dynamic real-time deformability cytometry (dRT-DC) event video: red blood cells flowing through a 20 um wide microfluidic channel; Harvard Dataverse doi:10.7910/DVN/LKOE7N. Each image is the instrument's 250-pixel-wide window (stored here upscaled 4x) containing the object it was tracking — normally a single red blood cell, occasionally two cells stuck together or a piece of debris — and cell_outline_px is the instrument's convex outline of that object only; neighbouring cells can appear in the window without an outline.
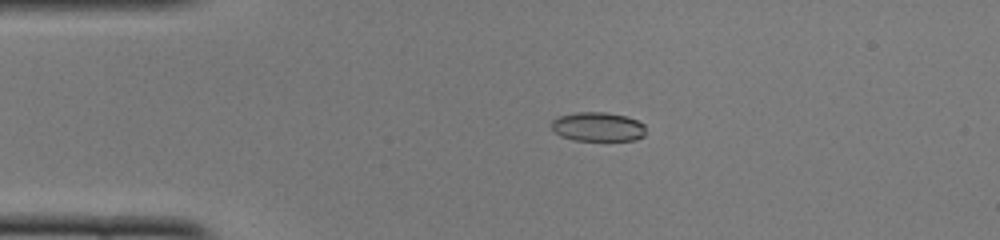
{"species": "common noctule bat (a hibernating species)", "species_latin": "Nyctalus noctula", "temperature_condition": "cold", "stored_images_in_passage": 47, "camera_frame_rate_fps": 3000, "um_per_image_px": 0.085, "animal": {"sex": "female", "body_mass_g": 22.0, "forearm_length_mm": 56.7}, "frame": {"image": 1, "passage_image": 8, "time_ms": 2.333, "image_size_px": [1000, 240], "cell_outline_px": [[644, 136], [636, 140], [576, 140], [560, 136], [552, 128], [552, 120], [560, 116], [576, 112], [608, 112], [628, 116], [644, 124]], "centroid_in_image_um": [50.84, 10.77], "position_along_channel_um": 34.2, "area_um2": 16.01}}
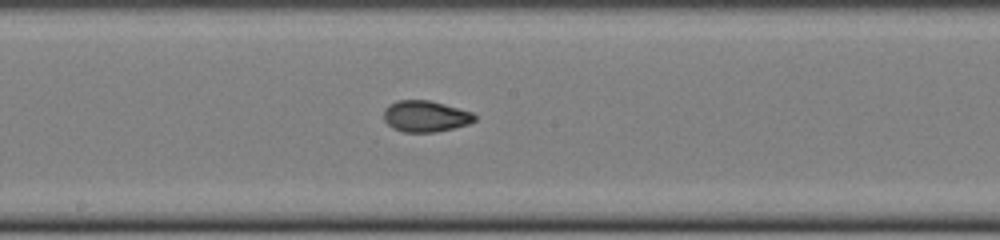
{"frame": {"image": 2, "passage_image": 24, "time_ms": 7.667, "image_size_px": [1000, 240], "cell_outline_px": [[476, 120], [468, 124], [436, 132], [404, 132], [392, 128], [384, 120], [384, 108], [388, 104], [396, 100], [428, 100], [444, 104], [472, 112], [476, 116]], "centroid_in_image_um": [36.14, 9.88], "position_along_channel_um": 212.1, "area_um2": 16.59}}
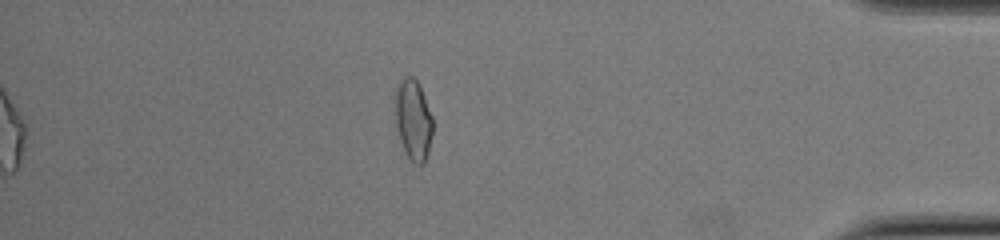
{"frame": {"image": 3, "passage_image": 41, "time_ms": 13.333, "image_size_px": [1000, 240], "cell_outline_px": [[432, 136], [428, 152], [424, 164], [416, 164], [408, 156], [400, 140], [396, 128], [396, 88], [400, 80], [404, 76], [412, 76], [420, 84], [432, 116]], "centroid_in_image_um": [35.14, 10.15], "position_along_channel_um": 400.1, "area_um2": 17.51}, "authors_computed_cell_mechanics": {"area_um2": 16.5886, "velocity_mm_per_s": 4.0134, "shape_relaxation_time_tau1_ms": 4.0888, "shape_relaxation_time_tau2_ms": 1.4061, "deformation_change_tau1": 0.1289, "deformation_change_tau2": 0.0609}}